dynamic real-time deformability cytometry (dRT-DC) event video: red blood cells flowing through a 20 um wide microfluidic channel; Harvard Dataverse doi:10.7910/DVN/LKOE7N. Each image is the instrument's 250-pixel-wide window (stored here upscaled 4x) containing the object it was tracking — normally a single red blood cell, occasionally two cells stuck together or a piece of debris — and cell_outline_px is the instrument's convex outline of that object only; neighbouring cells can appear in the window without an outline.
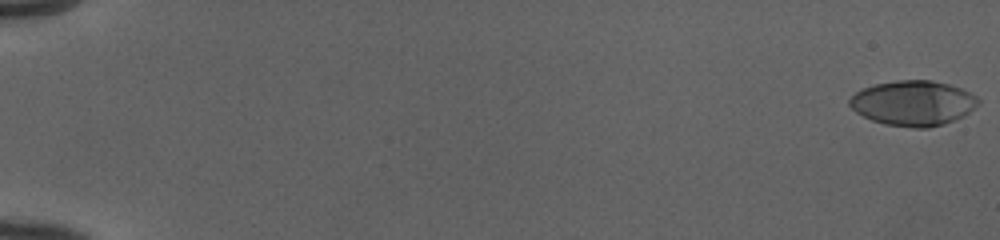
{"species": "human", "species_latin": "Homo sapiens", "temperature_condition": "cold", "stored_images_in_passage": 53, "camera_frame_rate_fps": 3000, "um_per_image_px": 0.085, "donor": {"sex": "female"}, "frame": {"image": 1, "passage_image": 1, "time_ms": 0.0, "image_size_px": [1000, 240], "cell_outline_px": [[980, 100], [964, 116], [944, 124], [928, 128], [916, 128], [884, 124], [872, 120], [856, 112], [848, 104], [848, 100], [856, 92], [864, 88], [876, 84], [896, 80], [932, 80], [948, 84], [960, 88], [976, 96]], "centroid_in_image_um": [77.6, 8.77], "position_along_channel_um": 7.4, "area_um2": 33.58}}
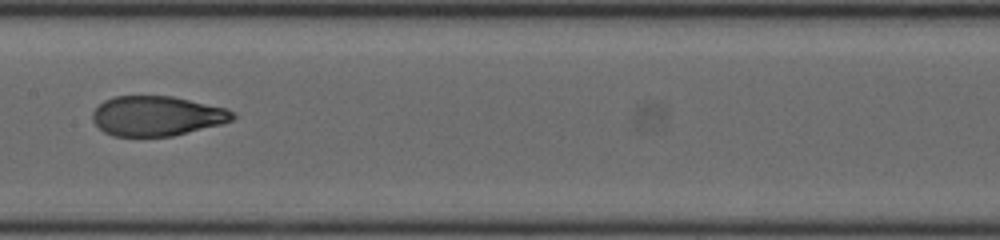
{"frame": {"image": 2, "passage_image": 30, "time_ms": 9.667, "image_size_px": [1000, 240], "cell_outline_px": [[236, 116], [232, 120], [220, 124], [172, 136], [112, 136], [104, 132], [92, 120], [92, 112], [104, 100], [112, 96], [172, 96], [228, 108], [236, 112]], "centroid_in_image_um": [13.34, 9.85], "position_along_channel_um": 194.1, "area_um2": 32.6}}
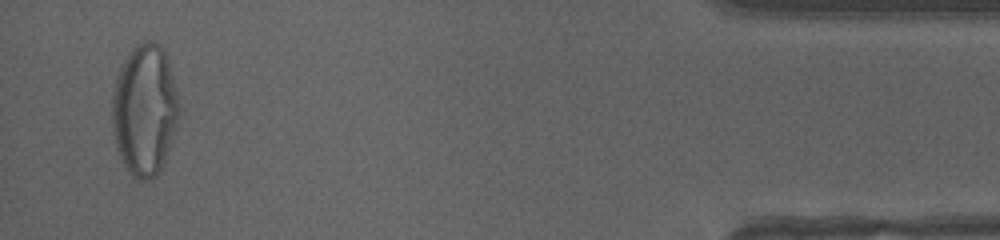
{"frame": {"image": 3, "passage_image": 52, "time_ms": 17.0, "image_size_px": [1000, 240], "cell_outline_px": [[180, 112], [164, 160], [156, 176], [148, 180], [140, 180], [132, 176], [124, 164], [116, 148], [112, 128], [112, 92], [116, 76], [128, 52], [132, 48], [144, 40], [148, 40], [160, 44], [164, 48], [176, 92], [180, 108]], "centroid_in_image_um": [12.26, 9.32], "position_along_channel_um": 422.9, "area_um2": 50.92}, "authors_computed_cell_mechanics": {"area_um2": 33.524, "velocity_mm_per_s": 4.0039, "shape_relaxation_time_tau1_ms": 6.3481, "shape_relaxation_time_tau2_ms": 0.7264, "deformation_change_tau1": 0.261, "deformation_change_tau2": 0.063}}